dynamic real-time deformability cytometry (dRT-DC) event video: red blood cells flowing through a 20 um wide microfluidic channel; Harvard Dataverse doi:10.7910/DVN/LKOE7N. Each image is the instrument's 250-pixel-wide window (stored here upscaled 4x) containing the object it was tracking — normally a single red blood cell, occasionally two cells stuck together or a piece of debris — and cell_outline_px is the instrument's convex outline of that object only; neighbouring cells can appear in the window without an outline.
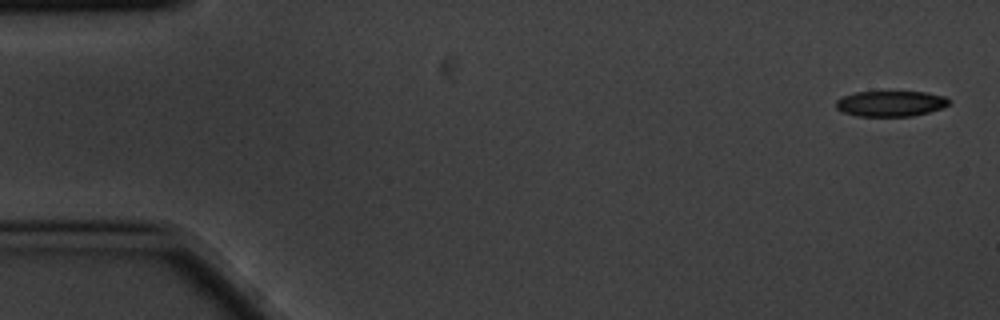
{"species": "common noctule bat (a hibernating species)", "species_latin": "Nyctalus noctula", "temperature_condition": "cold", "stored_images_in_passage": 13, "camera_frame_rate_fps": 3000, "um_per_image_px": 0.085, "animal": {"sex": "male", "body_mass_g": 20.1, "forearm_length_mm": 53.5}, "frame": {"image": 1, "passage_image": 1, "time_ms": 0.0, "image_size_px": [1000, 320], "cell_outline_px": [[952, 100], [948, 104], [940, 108], [928, 112], [912, 116], [856, 116], [840, 112], [836, 108], [836, 100], [844, 96], [856, 92], [924, 92], [944, 96]], "centroid_in_image_um": [75.67, 8.81], "position_along_channel_um": 9.3, "area_um2": 16.82}}
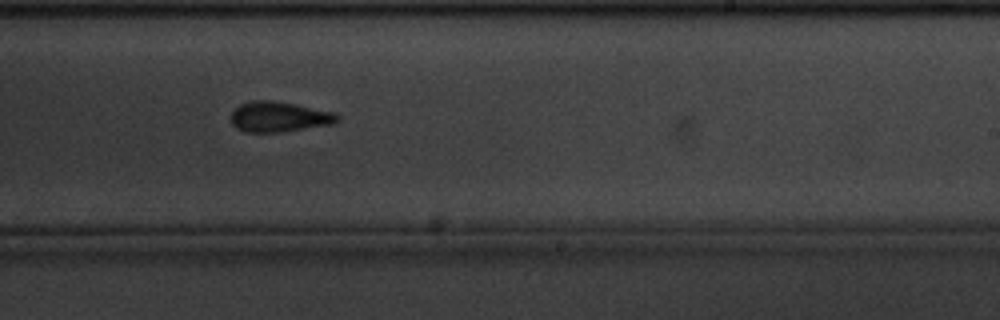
{"frame": {"image": 2, "passage_image": 10, "time_ms": 3.0, "image_size_px": [1000, 320], "cell_outline_px": [[340, 120], [332, 124], [280, 132], [244, 132], [236, 128], [232, 124], [232, 112], [240, 104], [252, 100], [272, 100], [296, 104], [332, 112], [340, 116]], "centroid_in_image_um": [23.71, 9.92], "position_along_channel_um": 265.3, "area_um2": 18.73}}
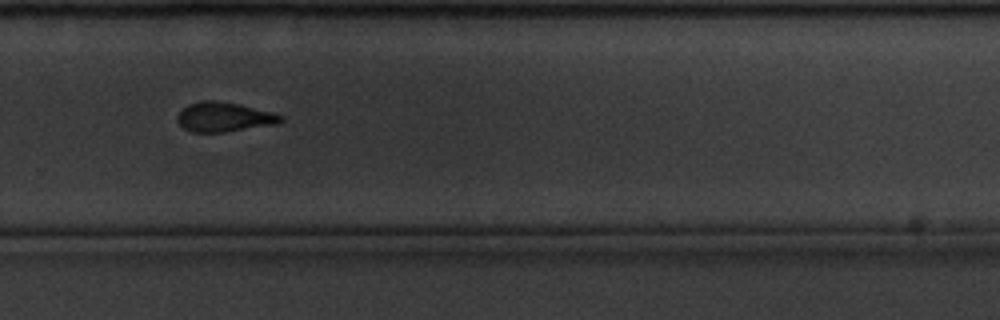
{"frame": {"image": 3, "passage_image": 11, "time_ms": 3.333, "image_size_px": [1000, 320], "cell_outline_px": [[284, 120], [276, 124], [224, 132], [192, 132], [184, 128], [176, 120], [176, 116], [188, 104], [200, 100], [216, 100], [236, 104], [272, 112], [284, 116]], "centroid_in_image_um": [19.03, 9.94], "position_along_channel_um": 310.8, "area_um2": 17.69}}